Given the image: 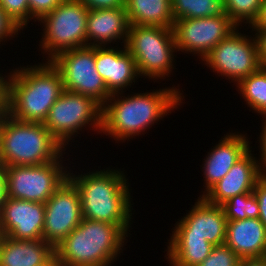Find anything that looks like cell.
<instances>
[{"label":"cell","mask_w":266,"mask_h":266,"mask_svg":"<svg viewBox=\"0 0 266 266\" xmlns=\"http://www.w3.org/2000/svg\"><path fill=\"white\" fill-rule=\"evenodd\" d=\"M179 85L157 88L152 92H132L127 96L125 92L112 94L103 105L101 133L117 143L126 140L128 143L130 139L144 135L160 119L164 120L186 103Z\"/></svg>","instance_id":"cell-1"},{"label":"cell","mask_w":266,"mask_h":266,"mask_svg":"<svg viewBox=\"0 0 266 266\" xmlns=\"http://www.w3.org/2000/svg\"><path fill=\"white\" fill-rule=\"evenodd\" d=\"M70 168L68 179L79 192L83 219L118 225L130 236L133 224L131 222H134L132 221L134 204L125 170L109 166L106 169H95L87 173L78 172L77 175V172L74 174Z\"/></svg>","instance_id":"cell-2"},{"label":"cell","mask_w":266,"mask_h":266,"mask_svg":"<svg viewBox=\"0 0 266 266\" xmlns=\"http://www.w3.org/2000/svg\"><path fill=\"white\" fill-rule=\"evenodd\" d=\"M63 90L61 74L51 61L13 67L7 114L22 122L44 123Z\"/></svg>","instance_id":"cell-3"},{"label":"cell","mask_w":266,"mask_h":266,"mask_svg":"<svg viewBox=\"0 0 266 266\" xmlns=\"http://www.w3.org/2000/svg\"><path fill=\"white\" fill-rule=\"evenodd\" d=\"M127 237L118 225L82 219L54 247L55 262L57 266H112L123 253Z\"/></svg>","instance_id":"cell-4"},{"label":"cell","mask_w":266,"mask_h":266,"mask_svg":"<svg viewBox=\"0 0 266 266\" xmlns=\"http://www.w3.org/2000/svg\"><path fill=\"white\" fill-rule=\"evenodd\" d=\"M64 147L43 123L22 122L0 115V166L40 165L57 160Z\"/></svg>","instance_id":"cell-5"},{"label":"cell","mask_w":266,"mask_h":266,"mask_svg":"<svg viewBox=\"0 0 266 266\" xmlns=\"http://www.w3.org/2000/svg\"><path fill=\"white\" fill-rule=\"evenodd\" d=\"M126 47L136 62L140 77H145L143 80L152 79L154 83L159 79L167 80L177 69L174 58L178 52L172 28L130 25Z\"/></svg>","instance_id":"cell-6"},{"label":"cell","mask_w":266,"mask_h":266,"mask_svg":"<svg viewBox=\"0 0 266 266\" xmlns=\"http://www.w3.org/2000/svg\"><path fill=\"white\" fill-rule=\"evenodd\" d=\"M102 111L103 106L94 98L63 90L43 124L66 150L85 128L86 131L89 128L97 134L101 133Z\"/></svg>","instance_id":"cell-7"},{"label":"cell","mask_w":266,"mask_h":266,"mask_svg":"<svg viewBox=\"0 0 266 266\" xmlns=\"http://www.w3.org/2000/svg\"><path fill=\"white\" fill-rule=\"evenodd\" d=\"M88 8L77 0H62L39 21L42 26L39 47L41 54L51 61L58 54L87 46Z\"/></svg>","instance_id":"cell-8"},{"label":"cell","mask_w":266,"mask_h":266,"mask_svg":"<svg viewBox=\"0 0 266 266\" xmlns=\"http://www.w3.org/2000/svg\"><path fill=\"white\" fill-rule=\"evenodd\" d=\"M63 154L54 161L40 165L1 167L6 196L9 198L45 203L68 179V165ZM65 166V167H64Z\"/></svg>","instance_id":"cell-9"},{"label":"cell","mask_w":266,"mask_h":266,"mask_svg":"<svg viewBox=\"0 0 266 266\" xmlns=\"http://www.w3.org/2000/svg\"><path fill=\"white\" fill-rule=\"evenodd\" d=\"M241 28L217 44L202 61L219 77L235 85L261 67L253 33H241Z\"/></svg>","instance_id":"cell-10"},{"label":"cell","mask_w":266,"mask_h":266,"mask_svg":"<svg viewBox=\"0 0 266 266\" xmlns=\"http://www.w3.org/2000/svg\"><path fill=\"white\" fill-rule=\"evenodd\" d=\"M59 70L64 90L94 98L102 106L112 95L95 68V47L64 51L51 60Z\"/></svg>","instance_id":"cell-11"},{"label":"cell","mask_w":266,"mask_h":266,"mask_svg":"<svg viewBox=\"0 0 266 266\" xmlns=\"http://www.w3.org/2000/svg\"><path fill=\"white\" fill-rule=\"evenodd\" d=\"M237 28L238 26L226 14L176 20L172 30L177 52L192 56L196 54L202 62L217 44Z\"/></svg>","instance_id":"cell-12"},{"label":"cell","mask_w":266,"mask_h":266,"mask_svg":"<svg viewBox=\"0 0 266 266\" xmlns=\"http://www.w3.org/2000/svg\"><path fill=\"white\" fill-rule=\"evenodd\" d=\"M82 219L79 192L67 179L45 202L43 240L56 247Z\"/></svg>","instance_id":"cell-13"},{"label":"cell","mask_w":266,"mask_h":266,"mask_svg":"<svg viewBox=\"0 0 266 266\" xmlns=\"http://www.w3.org/2000/svg\"><path fill=\"white\" fill-rule=\"evenodd\" d=\"M191 206L174 224L170 236H198L213 246L223 245L228 221L222 206L210 204L203 197H198Z\"/></svg>","instance_id":"cell-14"},{"label":"cell","mask_w":266,"mask_h":266,"mask_svg":"<svg viewBox=\"0 0 266 266\" xmlns=\"http://www.w3.org/2000/svg\"><path fill=\"white\" fill-rule=\"evenodd\" d=\"M45 203L5 197L0 211V235L17 240L43 239Z\"/></svg>","instance_id":"cell-15"},{"label":"cell","mask_w":266,"mask_h":266,"mask_svg":"<svg viewBox=\"0 0 266 266\" xmlns=\"http://www.w3.org/2000/svg\"><path fill=\"white\" fill-rule=\"evenodd\" d=\"M222 139L211 148L203 159L201 171L205 185L199 197H203L219 180H221L230 168L241 159L250 149L251 141L247 133L229 131Z\"/></svg>","instance_id":"cell-16"},{"label":"cell","mask_w":266,"mask_h":266,"mask_svg":"<svg viewBox=\"0 0 266 266\" xmlns=\"http://www.w3.org/2000/svg\"><path fill=\"white\" fill-rule=\"evenodd\" d=\"M118 46L95 47V68L111 94L126 92L140 78L136 62L126 45L123 48Z\"/></svg>","instance_id":"cell-17"},{"label":"cell","mask_w":266,"mask_h":266,"mask_svg":"<svg viewBox=\"0 0 266 266\" xmlns=\"http://www.w3.org/2000/svg\"><path fill=\"white\" fill-rule=\"evenodd\" d=\"M251 149L239 159L229 172L219 180L203 198L210 204L221 206L230 198L253 192L256 182L263 175L256 154Z\"/></svg>","instance_id":"cell-18"},{"label":"cell","mask_w":266,"mask_h":266,"mask_svg":"<svg viewBox=\"0 0 266 266\" xmlns=\"http://www.w3.org/2000/svg\"><path fill=\"white\" fill-rule=\"evenodd\" d=\"M129 26L125 7L88 10L87 46H114L119 41L120 46L126 45Z\"/></svg>","instance_id":"cell-19"},{"label":"cell","mask_w":266,"mask_h":266,"mask_svg":"<svg viewBox=\"0 0 266 266\" xmlns=\"http://www.w3.org/2000/svg\"><path fill=\"white\" fill-rule=\"evenodd\" d=\"M0 266H57L54 247L43 239L17 240L0 235Z\"/></svg>","instance_id":"cell-20"},{"label":"cell","mask_w":266,"mask_h":266,"mask_svg":"<svg viewBox=\"0 0 266 266\" xmlns=\"http://www.w3.org/2000/svg\"><path fill=\"white\" fill-rule=\"evenodd\" d=\"M225 245L241 259L266 254V227L259 218L228 221Z\"/></svg>","instance_id":"cell-21"},{"label":"cell","mask_w":266,"mask_h":266,"mask_svg":"<svg viewBox=\"0 0 266 266\" xmlns=\"http://www.w3.org/2000/svg\"><path fill=\"white\" fill-rule=\"evenodd\" d=\"M167 244L164 257L170 266H199L214 247L198 236H170Z\"/></svg>","instance_id":"cell-22"},{"label":"cell","mask_w":266,"mask_h":266,"mask_svg":"<svg viewBox=\"0 0 266 266\" xmlns=\"http://www.w3.org/2000/svg\"><path fill=\"white\" fill-rule=\"evenodd\" d=\"M130 25L172 28L171 0H124Z\"/></svg>","instance_id":"cell-23"},{"label":"cell","mask_w":266,"mask_h":266,"mask_svg":"<svg viewBox=\"0 0 266 266\" xmlns=\"http://www.w3.org/2000/svg\"><path fill=\"white\" fill-rule=\"evenodd\" d=\"M236 91L244 99L245 105L252 113L266 116V68L260 67L256 72L241 79L236 85Z\"/></svg>","instance_id":"cell-24"},{"label":"cell","mask_w":266,"mask_h":266,"mask_svg":"<svg viewBox=\"0 0 266 266\" xmlns=\"http://www.w3.org/2000/svg\"><path fill=\"white\" fill-rule=\"evenodd\" d=\"M174 21L225 16L224 0H171Z\"/></svg>","instance_id":"cell-25"},{"label":"cell","mask_w":266,"mask_h":266,"mask_svg":"<svg viewBox=\"0 0 266 266\" xmlns=\"http://www.w3.org/2000/svg\"><path fill=\"white\" fill-rule=\"evenodd\" d=\"M227 221L258 218L259 204L253 192L230 198L222 205Z\"/></svg>","instance_id":"cell-26"},{"label":"cell","mask_w":266,"mask_h":266,"mask_svg":"<svg viewBox=\"0 0 266 266\" xmlns=\"http://www.w3.org/2000/svg\"><path fill=\"white\" fill-rule=\"evenodd\" d=\"M263 0H224L229 18L238 26L250 25L256 18ZM247 24V25H246Z\"/></svg>","instance_id":"cell-27"},{"label":"cell","mask_w":266,"mask_h":266,"mask_svg":"<svg viewBox=\"0 0 266 266\" xmlns=\"http://www.w3.org/2000/svg\"><path fill=\"white\" fill-rule=\"evenodd\" d=\"M1 8L21 29H27L30 23L28 0H0Z\"/></svg>","instance_id":"cell-28"},{"label":"cell","mask_w":266,"mask_h":266,"mask_svg":"<svg viewBox=\"0 0 266 266\" xmlns=\"http://www.w3.org/2000/svg\"><path fill=\"white\" fill-rule=\"evenodd\" d=\"M240 257L227 245L214 246L210 255L199 266H238Z\"/></svg>","instance_id":"cell-29"},{"label":"cell","mask_w":266,"mask_h":266,"mask_svg":"<svg viewBox=\"0 0 266 266\" xmlns=\"http://www.w3.org/2000/svg\"><path fill=\"white\" fill-rule=\"evenodd\" d=\"M30 10V21H37L54 10L62 0H28Z\"/></svg>","instance_id":"cell-30"},{"label":"cell","mask_w":266,"mask_h":266,"mask_svg":"<svg viewBox=\"0 0 266 266\" xmlns=\"http://www.w3.org/2000/svg\"><path fill=\"white\" fill-rule=\"evenodd\" d=\"M21 30L0 6V44L2 42L4 45L5 41L17 38Z\"/></svg>","instance_id":"cell-31"},{"label":"cell","mask_w":266,"mask_h":266,"mask_svg":"<svg viewBox=\"0 0 266 266\" xmlns=\"http://www.w3.org/2000/svg\"><path fill=\"white\" fill-rule=\"evenodd\" d=\"M253 193L259 204V220L266 227V177L262 175L256 182Z\"/></svg>","instance_id":"cell-32"},{"label":"cell","mask_w":266,"mask_h":266,"mask_svg":"<svg viewBox=\"0 0 266 266\" xmlns=\"http://www.w3.org/2000/svg\"><path fill=\"white\" fill-rule=\"evenodd\" d=\"M88 10L124 8V0H77Z\"/></svg>","instance_id":"cell-33"},{"label":"cell","mask_w":266,"mask_h":266,"mask_svg":"<svg viewBox=\"0 0 266 266\" xmlns=\"http://www.w3.org/2000/svg\"><path fill=\"white\" fill-rule=\"evenodd\" d=\"M12 71L3 74L0 72V115L7 113L9 105V81Z\"/></svg>","instance_id":"cell-34"},{"label":"cell","mask_w":266,"mask_h":266,"mask_svg":"<svg viewBox=\"0 0 266 266\" xmlns=\"http://www.w3.org/2000/svg\"><path fill=\"white\" fill-rule=\"evenodd\" d=\"M257 46L259 62L262 67L266 66V30H251Z\"/></svg>","instance_id":"cell-35"},{"label":"cell","mask_w":266,"mask_h":266,"mask_svg":"<svg viewBox=\"0 0 266 266\" xmlns=\"http://www.w3.org/2000/svg\"><path fill=\"white\" fill-rule=\"evenodd\" d=\"M262 126L260 127L262 129L261 133L259 134L258 144H259V158L258 161L262 168L266 166V116H262Z\"/></svg>","instance_id":"cell-36"},{"label":"cell","mask_w":266,"mask_h":266,"mask_svg":"<svg viewBox=\"0 0 266 266\" xmlns=\"http://www.w3.org/2000/svg\"><path fill=\"white\" fill-rule=\"evenodd\" d=\"M252 30H266V0L262 1V6L253 22L247 26Z\"/></svg>","instance_id":"cell-37"},{"label":"cell","mask_w":266,"mask_h":266,"mask_svg":"<svg viewBox=\"0 0 266 266\" xmlns=\"http://www.w3.org/2000/svg\"><path fill=\"white\" fill-rule=\"evenodd\" d=\"M238 266H266V259L261 258H244L240 259Z\"/></svg>","instance_id":"cell-38"},{"label":"cell","mask_w":266,"mask_h":266,"mask_svg":"<svg viewBox=\"0 0 266 266\" xmlns=\"http://www.w3.org/2000/svg\"><path fill=\"white\" fill-rule=\"evenodd\" d=\"M5 197H6V191H5L4 176H3L2 168H0V211L4 204Z\"/></svg>","instance_id":"cell-39"},{"label":"cell","mask_w":266,"mask_h":266,"mask_svg":"<svg viewBox=\"0 0 266 266\" xmlns=\"http://www.w3.org/2000/svg\"><path fill=\"white\" fill-rule=\"evenodd\" d=\"M263 175L266 177V166L263 168Z\"/></svg>","instance_id":"cell-40"}]
</instances>
